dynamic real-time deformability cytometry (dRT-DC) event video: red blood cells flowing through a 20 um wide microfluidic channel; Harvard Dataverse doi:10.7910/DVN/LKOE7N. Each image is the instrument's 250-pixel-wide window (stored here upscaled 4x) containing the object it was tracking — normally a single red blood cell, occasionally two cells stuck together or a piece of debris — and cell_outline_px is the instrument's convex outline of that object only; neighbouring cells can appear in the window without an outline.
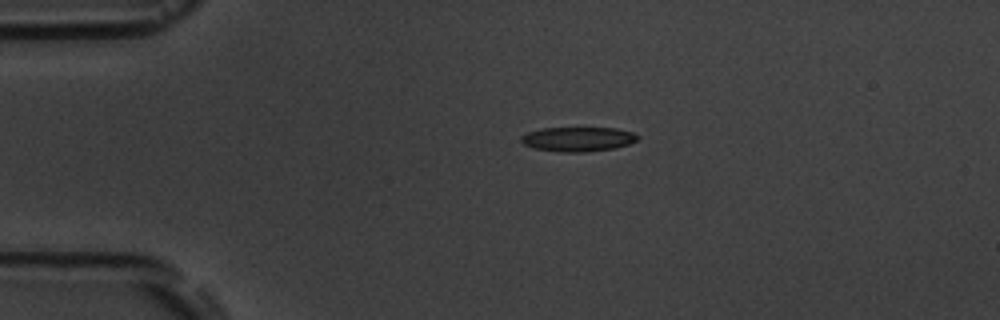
{"species": "common noctule bat (a hibernating species)", "species_latin": "Nyctalus noctula", "temperature_condition": "room temperature", "stored_images_in_passage": 2, "camera_frame_rate_fps": 3000, "um_per_image_px": 0.085, "animal": {"sex": "male", "body_mass_g": 19.5, "forearm_length_mm": 54.6}, "frame": {"image": 1, "passage_image": 1, "time_ms": 0.0, "image_size_px": [1000, 320], "cell_outline_px": [[640, 136], [636, 140], [628, 144], [612, 148], [584, 152], [560, 152], [532, 148], [524, 144], [520, 140], [520, 136], [528, 132], [544, 128], [616, 128], [632, 132]], "centroid_in_image_um": [49.09, 11.82], "position_along_channel_um": 35.9, "area_um2": 16.53}}